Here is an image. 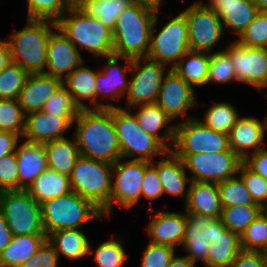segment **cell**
Returning a JSON list of instances; mask_svg holds the SVG:
<instances>
[{
	"mask_svg": "<svg viewBox=\"0 0 267 267\" xmlns=\"http://www.w3.org/2000/svg\"><path fill=\"white\" fill-rule=\"evenodd\" d=\"M74 138L83 157L114 164L121 159L120 145L109 109H81Z\"/></svg>",
	"mask_w": 267,
	"mask_h": 267,
	"instance_id": "1",
	"label": "cell"
},
{
	"mask_svg": "<svg viewBox=\"0 0 267 267\" xmlns=\"http://www.w3.org/2000/svg\"><path fill=\"white\" fill-rule=\"evenodd\" d=\"M157 10L135 0L118 16L112 31L114 55L131 60L147 57Z\"/></svg>",
	"mask_w": 267,
	"mask_h": 267,
	"instance_id": "2",
	"label": "cell"
},
{
	"mask_svg": "<svg viewBox=\"0 0 267 267\" xmlns=\"http://www.w3.org/2000/svg\"><path fill=\"white\" fill-rule=\"evenodd\" d=\"M56 28L54 21L26 19L25 27L7 39L11 62L19 64L29 74L44 73L48 39Z\"/></svg>",
	"mask_w": 267,
	"mask_h": 267,
	"instance_id": "3",
	"label": "cell"
},
{
	"mask_svg": "<svg viewBox=\"0 0 267 267\" xmlns=\"http://www.w3.org/2000/svg\"><path fill=\"white\" fill-rule=\"evenodd\" d=\"M57 27L78 50L88 51L95 60L113 55L112 31L75 4L57 21Z\"/></svg>",
	"mask_w": 267,
	"mask_h": 267,
	"instance_id": "4",
	"label": "cell"
},
{
	"mask_svg": "<svg viewBox=\"0 0 267 267\" xmlns=\"http://www.w3.org/2000/svg\"><path fill=\"white\" fill-rule=\"evenodd\" d=\"M42 223L48 237L58 230L81 229L83 224L105 218L92 201L74 191L40 204Z\"/></svg>",
	"mask_w": 267,
	"mask_h": 267,
	"instance_id": "5",
	"label": "cell"
},
{
	"mask_svg": "<svg viewBox=\"0 0 267 267\" xmlns=\"http://www.w3.org/2000/svg\"><path fill=\"white\" fill-rule=\"evenodd\" d=\"M109 110L116 127L122 159L151 163L156 155L161 158L169 151L156 137L139 126L131 109L114 107Z\"/></svg>",
	"mask_w": 267,
	"mask_h": 267,
	"instance_id": "6",
	"label": "cell"
},
{
	"mask_svg": "<svg viewBox=\"0 0 267 267\" xmlns=\"http://www.w3.org/2000/svg\"><path fill=\"white\" fill-rule=\"evenodd\" d=\"M113 164L79 156L70 175L72 191L92 201L110 218Z\"/></svg>",
	"mask_w": 267,
	"mask_h": 267,
	"instance_id": "7",
	"label": "cell"
},
{
	"mask_svg": "<svg viewBox=\"0 0 267 267\" xmlns=\"http://www.w3.org/2000/svg\"><path fill=\"white\" fill-rule=\"evenodd\" d=\"M158 8L151 31L150 49L147 57L151 60L163 63L172 69L190 50L188 43V28L185 14L180 11L174 17L171 16L166 24L162 25L158 33Z\"/></svg>",
	"mask_w": 267,
	"mask_h": 267,
	"instance_id": "8",
	"label": "cell"
},
{
	"mask_svg": "<svg viewBox=\"0 0 267 267\" xmlns=\"http://www.w3.org/2000/svg\"><path fill=\"white\" fill-rule=\"evenodd\" d=\"M0 212L13 235L46 234L41 206L27 190L3 191Z\"/></svg>",
	"mask_w": 267,
	"mask_h": 267,
	"instance_id": "9",
	"label": "cell"
},
{
	"mask_svg": "<svg viewBox=\"0 0 267 267\" xmlns=\"http://www.w3.org/2000/svg\"><path fill=\"white\" fill-rule=\"evenodd\" d=\"M229 135L204 125L195 116L176 122L175 139L171 151L175 155L228 151Z\"/></svg>",
	"mask_w": 267,
	"mask_h": 267,
	"instance_id": "10",
	"label": "cell"
},
{
	"mask_svg": "<svg viewBox=\"0 0 267 267\" xmlns=\"http://www.w3.org/2000/svg\"><path fill=\"white\" fill-rule=\"evenodd\" d=\"M182 12L187 21L189 49L213 52L226 34L218 14L202 0L191 3Z\"/></svg>",
	"mask_w": 267,
	"mask_h": 267,
	"instance_id": "11",
	"label": "cell"
},
{
	"mask_svg": "<svg viewBox=\"0 0 267 267\" xmlns=\"http://www.w3.org/2000/svg\"><path fill=\"white\" fill-rule=\"evenodd\" d=\"M185 169L190 171L191 181L219 183L238 174L243 162L231 149L214 153H196L191 155H176Z\"/></svg>",
	"mask_w": 267,
	"mask_h": 267,
	"instance_id": "12",
	"label": "cell"
},
{
	"mask_svg": "<svg viewBox=\"0 0 267 267\" xmlns=\"http://www.w3.org/2000/svg\"><path fill=\"white\" fill-rule=\"evenodd\" d=\"M169 69L167 65L148 57L133 59L130 71L132 78L125 95L124 108L133 110L137 105L156 103L165 72Z\"/></svg>",
	"mask_w": 267,
	"mask_h": 267,
	"instance_id": "13",
	"label": "cell"
},
{
	"mask_svg": "<svg viewBox=\"0 0 267 267\" xmlns=\"http://www.w3.org/2000/svg\"><path fill=\"white\" fill-rule=\"evenodd\" d=\"M144 173L145 161L126 159L123 161L121 158L113 164L110 217L115 204L121 205L125 209H130L140 201Z\"/></svg>",
	"mask_w": 267,
	"mask_h": 267,
	"instance_id": "14",
	"label": "cell"
},
{
	"mask_svg": "<svg viewBox=\"0 0 267 267\" xmlns=\"http://www.w3.org/2000/svg\"><path fill=\"white\" fill-rule=\"evenodd\" d=\"M104 58L105 66L96 71L95 109L119 107L108 101L105 103L100 98L118 101L125 97L129 89L130 80L126 76L127 71H131L132 60L114 54ZM119 60L125 62L124 67L119 64Z\"/></svg>",
	"mask_w": 267,
	"mask_h": 267,
	"instance_id": "15",
	"label": "cell"
},
{
	"mask_svg": "<svg viewBox=\"0 0 267 267\" xmlns=\"http://www.w3.org/2000/svg\"><path fill=\"white\" fill-rule=\"evenodd\" d=\"M187 222L182 249L186 251L185 257L195 265L202 262L204 265L208 260L209 242L223 231L226 227L221 218H210L196 213L186 212Z\"/></svg>",
	"mask_w": 267,
	"mask_h": 267,
	"instance_id": "16",
	"label": "cell"
},
{
	"mask_svg": "<svg viewBox=\"0 0 267 267\" xmlns=\"http://www.w3.org/2000/svg\"><path fill=\"white\" fill-rule=\"evenodd\" d=\"M230 57L237 82L259 89L267 78V48H252L237 40L223 49Z\"/></svg>",
	"mask_w": 267,
	"mask_h": 267,
	"instance_id": "17",
	"label": "cell"
},
{
	"mask_svg": "<svg viewBox=\"0 0 267 267\" xmlns=\"http://www.w3.org/2000/svg\"><path fill=\"white\" fill-rule=\"evenodd\" d=\"M195 88L185 82L175 71L169 69L165 74L156 104L174 121L180 116L187 118V111L198 106Z\"/></svg>",
	"mask_w": 267,
	"mask_h": 267,
	"instance_id": "18",
	"label": "cell"
},
{
	"mask_svg": "<svg viewBox=\"0 0 267 267\" xmlns=\"http://www.w3.org/2000/svg\"><path fill=\"white\" fill-rule=\"evenodd\" d=\"M85 62L81 52L57 27L50 35L47 46L45 74L64 79Z\"/></svg>",
	"mask_w": 267,
	"mask_h": 267,
	"instance_id": "19",
	"label": "cell"
},
{
	"mask_svg": "<svg viewBox=\"0 0 267 267\" xmlns=\"http://www.w3.org/2000/svg\"><path fill=\"white\" fill-rule=\"evenodd\" d=\"M266 132V117L261 121L254 116H240L229 134L230 149L243 161L248 155L267 147Z\"/></svg>",
	"mask_w": 267,
	"mask_h": 267,
	"instance_id": "20",
	"label": "cell"
},
{
	"mask_svg": "<svg viewBox=\"0 0 267 267\" xmlns=\"http://www.w3.org/2000/svg\"><path fill=\"white\" fill-rule=\"evenodd\" d=\"M77 117H55L43 111L25 115L22 139L31 143H45L66 138L64 135L73 126Z\"/></svg>",
	"mask_w": 267,
	"mask_h": 267,
	"instance_id": "21",
	"label": "cell"
},
{
	"mask_svg": "<svg viewBox=\"0 0 267 267\" xmlns=\"http://www.w3.org/2000/svg\"><path fill=\"white\" fill-rule=\"evenodd\" d=\"M146 227L149 242L174 247L182 246L187 222L186 211H158Z\"/></svg>",
	"mask_w": 267,
	"mask_h": 267,
	"instance_id": "22",
	"label": "cell"
},
{
	"mask_svg": "<svg viewBox=\"0 0 267 267\" xmlns=\"http://www.w3.org/2000/svg\"><path fill=\"white\" fill-rule=\"evenodd\" d=\"M207 2L206 4L220 17L224 32L230 30L238 37L260 12L252 0H208Z\"/></svg>",
	"mask_w": 267,
	"mask_h": 267,
	"instance_id": "23",
	"label": "cell"
},
{
	"mask_svg": "<svg viewBox=\"0 0 267 267\" xmlns=\"http://www.w3.org/2000/svg\"><path fill=\"white\" fill-rule=\"evenodd\" d=\"M63 85V80L45 73L29 74L18 101L24 114L42 111L46 101Z\"/></svg>",
	"mask_w": 267,
	"mask_h": 267,
	"instance_id": "24",
	"label": "cell"
},
{
	"mask_svg": "<svg viewBox=\"0 0 267 267\" xmlns=\"http://www.w3.org/2000/svg\"><path fill=\"white\" fill-rule=\"evenodd\" d=\"M151 165L157 170L163 194L184 196L186 202L191 179L186 173L183 161L172 151H168L161 159L151 162Z\"/></svg>",
	"mask_w": 267,
	"mask_h": 267,
	"instance_id": "25",
	"label": "cell"
},
{
	"mask_svg": "<svg viewBox=\"0 0 267 267\" xmlns=\"http://www.w3.org/2000/svg\"><path fill=\"white\" fill-rule=\"evenodd\" d=\"M19 190H26L47 168V154L43 143L24 140L16 147Z\"/></svg>",
	"mask_w": 267,
	"mask_h": 267,
	"instance_id": "26",
	"label": "cell"
},
{
	"mask_svg": "<svg viewBox=\"0 0 267 267\" xmlns=\"http://www.w3.org/2000/svg\"><path fill=\"white\" fill-rule=\"evenodd\" d=\"M134 107H137L134 115L139 126L148 134L156 137L171 151L175 139L176 122L173 124V120L156 103L141 104ZM161 130L164 133H159Z\"/></svg>",
	"mask_w": 267,
	"mask_h": 267,
	"instance_id": "27",
	"label": "cell"
},
{
	"mask_svg": "<svg viewBox=\"0 0 267 267\" xmlns=\"http://www.w3.org/2000/svg\"><path fill=\"white\" fill-rule=\"evenodd\" d=\"M184 208L186 212L221 218L223 207L217 183L191 181Z\"/></svg>",
	"mask_w": 267,
	"mask_h": 267,
	"instance_id": "28",
	"label": "cell"
},
{
	"mask_svg": "<svg viewBox=\"0 0 267 267\" xmlns=\"http://www.w3.org/2000/svg\"><path fill=\"white\" fill-rule=\"evenodd\" d=\"M95 81L96 70L83 62L64 79L63 84L80 109H95ZM85 100L92 105H87Z\"/></svg>",
	"mask_w": 267,
	"mask_h": 267,
	"instance_id": "29",
	"label": "cell"
},
{
	"mask_svg": "<svg viewBox=\"0 0 267 267\" xmlns=\"http://www.w3.org/2000/svg\"><path fill=\"white\" fill-rule=\"evenodd\" d=\"M47 240L46 234L13 235L0 252V267H19L29 260Z\"/></svg>",
	"mask_w": 267,
	"mask_h": 267,
	"instance_id": "30",
	"label": "cell"
},
{
	"mask_svg": "<svg viewBox=\"0 0 267 267\" xmlns=\"http://www.w3.org/2000/svg\"><path fill=\"white\" fill-rule=\"evenodd\" d=\"M83 229L58 230L47 239L54 246L58 258L63 255L70 261H77L89 254L90 241Z\"/></svg>",
	"mask_w": 267,
	"mask_h": 267,
	"instance_id": "31",
	"label": "cell"
},
{
	"mask_svg": "<svg viewBox=\"0 0 267 267\" xmlns=\"http://www.w3.org/2000/svg\"><path fill=\"white\" fill-rule=\"evenodd\" d=\"M44 143L48 168L70 177L74 165L80 156L74 136Z\"/></svg>",
	"mask_w": 267,
	"mask_h": 267,
	"instance_id": "32",
	"label": "cell"
},
{
	"mask_svg": "<svg viewBox=\"0 0 267 267\" xmlns=\"http://www.w3.org/2000/svg\"><path fill=\"white\" fill-rule=\"evenodd\" d=\"M242 250L240 236L225 228L209 242L208 260L205 267H231Z\"/></svg>",
	"mask_w": 267,
	"mask_h": 267,
	"instance_id": "33",
	"label": "cell"
},
{
	"mask_svg": "<svg viewBox=\"0 0 267 267\" xmlns=\"http://www.w3.org/2000/svg\"><path fill=\"white\" fill-rule=\"evenodd\" d=\"M26 190L38 204L72 191L70 177L49 168L41 173Z\"/></svg>",
	"mask_w": 267,
	"mask_h": 267,
	"instance_id": "34",
	"label": "cell"
},
{
	"mask_svg": "<svg viewBox=\"0 0 267 267\" xmlns=\"http://www.w3.org/2000/svg\"><path fill=\"white\" fill-rule=\"evenodd\" d=\"M210 52L189 50L172 68L193 88L207 85Z\"/></svg>",
	"mask_w": 267,
	"mask_h": 267,
	"instance_id": "35",
	"label": "cell"
},
{
	"mask_svg": "<svg viewBox=\"0 0 267 267\" xmlns=\"http://www.w3.org/2000/svg\"><path fill=\"white\" fill-rule=\"evenodd\" d=\"M135 0H74V4L86 15L114 30L118 16Z\"/></svg>",
	"mask_w": 267,
	"mask_h": 267,
	"instance_id": "36",
	"label": "cell"
},
{
	"mask_svg": "<svg viewBox=\"0 0 267 267\" xmlns=\"http://www.w3.org/2000/svg\"><path fill=\"white\" fill-rule=\"evenodd\" d=\"M236 109L229 102H214L207 109L204 118L202 120L198 119L211 129L229 135L240 117Z\"/></svg>",
	"mask_w": 267,
	"mask_h": 267,
	"instance_id": "37",
	"label": "cell"
},
{
	"mask_svg": "<svg viewBox=\"0 0 267 267\" xmlns=\"http://www.w3.org/2000/svg\"><path fill=\"white\" fill-rule=\"evenodd\" d=\"M123 239L119 237L101 242L95 249L89 246V255H94V261L98 267H121L128 256L123 245Z\"/></svg>",
	"mask_w": 267,
	"mask_h": 267,
	"instance_id": "38",
	"label": "cell"
},
{
	"mask_svg": "<svg viewBox=\"0 0 267 267\" xmlns=\"http://www.w3.org/2000/svg\"><path fill=\"white\" fill-rule=\"evenodd\" d=\"M222 207L258 205L247 190L243 180L236 176L217 183Z\"/></svg>",
	"mask_w": 267,
	"mask_h": 267,
	"instance_id": "39",
	"label": "cell"
},
{
	"mask_svg": "<svg viewBox=\"0 0 267 267\" xmlns=\"http://www.w3.org/2000/svg\"><path fill=\"white\" fill-rule=\"evenodd\" d=\"M259 214L260 205L223 207L221 220L228 230L240 236Z\"/></svg>",
	"mask_w": 267,
	"mask_h": 267,
	"instance_id": "40",
	"label": "cell"
},
{
	"mask_svg": "<svg viewBox=\"0 0 267 267\" xmlns=\"http://www.w3.org/2000/svg\"><path fill=\"white\" fill-rule=\"evenodd\" d=\"M27 19L57 22L74 4V0H26Z\"/></svg>",
	"mask_w": 267,
	"mask_h": 267,
	"instance_id": "41",
	"label": "cell"
},
{
	"mask_svg": "<svg viewBox=\"0 0 267 267\" xmlns=\"http://www.w3.org/2000/svg\"><path fill=\"white\" fill-rule=\"evenodd\" d=\"M28 76L19 64L9 63L0 73V99H18Z\"/></svg>",
	"mask_w": 267,
	"mask_h": 267,
	"instance_id": "42",
	"label": "cell"
},
{
	"mask_svg": "<svg viewBox=\"0 0 267 267\" xmlns=\"http://www.w3.org/2000/svg\"><path fill=\"white\" fill-rule=\"evenodd\" d=\"M25 114L18 99H0V131L12 132L22 138Z\"/></svg>",
	"mask_w": 267,
	"mask_h": 267,
	"instance_id": "43",
	"label": "cell"
},
{
	"mask_svg": "<svg viewBox=\"0 0 267 267\" xmlns=\"http://www.w3.org/2000/svg\"><path fill=\"white\" fill-rule=\"evenodd\" d=\"M237 82L236 73L229 55L224 50L211 52L207 85Z\"/></svg>",
	"mask_w": 267,
	"mask_h": 267,
	"instance_id": "44",
	"label": "cell"
},
{
	"mask_svg": "<svg viewBox=\"0 0 267 267\" xmlns=\"http://www.w3.org/2000/svg\"><path fill=\"white\" fill-rule=\"evenodd\" d=\"M240 243L244 251H262L267 253V221L261 214L240 235Z\"/></svg>",
	"mask_w": 267,
	"mask_h": 267,
	"instance_id": "45",
	"label": "cell"
},
{
	"mask_svg": "<svg viewBox=\"0 0 267 267\" xmlns=\"http://www.w3.org/2000/svg\"><path fill=\"white\" fill-rule=\"evenodd\" d=\"M80 110L64 84L46 101L42 109L55 117H77Z\"/></svg>",
	"mask_w": 267,
	"mask_h": 267,
	"instance_id": "46",
	"label": "cell"
},
{
	"mask_svg": "<svg viewBox=\"0 0 267 267\" xmlns=\"http://www.w3.org/2000/svg\"><path fill=\"white\" fill-rule=\"evenodd\" d=\"M236 40L246 47L267 48V12L260 11Z\"/></svg>",
	"mask_w": 267,
	"mask_h": 267,
	"instance_id": "47",
	"label": "cell"
},
{
	"mask_svg": "<svg viewBox=\"0 0 267 267\" xmlns=\"http://www.w3.org/2000/svg\"><path fill=\"white\" fill-rule=\"evenodd\" d=\"M176 251L168 245L148 242L142 253L140 267H168Z\"/></svg>",
	"mask_w": 267,
	"mask_h": 267,
	"instance_id": "48",
	"label": "cell"
},
{
	"mask_svg": "<svg viewBox=\"0 0 267 267\" xmlns=\"http://www.w3.org/2000/svg\"><path fill=\"white\" fill-rule=\"evenodd\" d=\"M238 175L256 204L261 206L267 203V180L250 170L243 162L239 166Z\"/></svg>",
	"mask_w": 267,
	"mask_h": 267,
	"instance_id": "49",
	"label": "cell"
},
{
	"mask_svg": "<svg viewBox=\"0 0 267 267\" xmlns=\"http://www.w3.org/2000/svg\"><path fill=\"white\" fill-rule=\"evenodd\" d=\"M0 188L3 191L19 190V174L15 152L0 159Z\"/></svg>",
	"mask_w": 267,
	"mask_h": 267,
	"instance_id": "50",
	"label": "cell"
},
{
	"mask_svg": "<svg viewBox=\"0 0 267 267\" xmlns=\"http://www.w3.org/2000/svg\"><path fill=\"white\" fill-rule=\"evenodd\" d=\"M58 254L48 239L39 250L19 267H58Z\"/></svg>",
	"mask_w": 267,
	"mask_h": 267,
	"instance_id": "51",
	"label": "cell"
},
{
	"mask_svg": "<svg viewBox=\"0 0 267 267\" xmlns=\"http://www.w3.org/2000/svg\"><path fill=\"white\" fill-rule=\"evenodd\" d=\"M142 198L158 199L163 194L162 183L159 179L157 170L151 163L145 161V173L141 184Z\"/></svg>",
	"mask_w": 267,
	"mask_h": 267,
	"instance_id": "52",
	"label": "cell"
},
{
	"mask_svg": "<svg viewBox=\"0 0 267 267\" xmlns=\"http://www.w3.org/2000/svg\"><path fill=\"white\" fill-rule=\"evenodd\" d=\"M231 267H267V253L241 250Z\"/></svg>",
	"mask_w": 267,
	"mask_h": 267,
	"instance_id": "53",
	"label": "cell"
},
{
	"mask_svg": "<svg viewBox=\"0 0 267 267\" xmlns=\"http://www.w3.org/2000/svg\"><path fill=\"white\" fill-rule=\"evenodd\" d=\"M243 163L253 172L267 180V147L248 155Z\"/></svg>",
	"mask_w": 267,
	"mask_h": 267,
	"instance_id": "54",
	"label": "cell"
},
{
	"mask_svg": "<svg viewBox=\"0 0 267 267\" xmlns=\"http://www.w3.org/2000/svg\"><path fill=\"white\" fill-rule=\"evenodd\" d=\"M19 140L21 138L15 133L0 131V159L14 153Z\"/></svg>",
	"mask_w": 267,
	"mask_h": 267,
	"instance_id": "55",
	"label": "cell"
},
{
	"mask_svg": "<svg viewBox=\"0 0 267 267\" xmlns=\"http://www.w3.org/2000/svg\"><path fill=\"white\" fill-rule=\"evenodd\" d=\"M12 237L13 234L8 227L4 216L0 212V252L9 244Z\"/></svg>",
	"mask_w": 267,
	"mask_h": 267,
	"instance_id": "56",
	"label": "cell"
},
{
	"mask_svg": "<svg viewBox=\"0 0 267 267\" xmlns=\"http://www.w3.org/2000/svg\"><path fill=\"white\" fill-rule=\"evenodd\" d=\"M9 63H11V54L8 40L0 39V73Z\"/></svg>",
	"mask_w": 267,
	"mask_h": 267,
	"instance_id": "57",
	"label": "cell"
},
{
	"mask_svg": "<svg viewBox=\"0 0 267 267\" xmlns=\"http://www.w3.org/2000/svg\"><path fill=\"white\" fill-rule=\"evenodd\" d=\"M168 267H196V265L184 255H174Z\"/></svg>",
	"mask_w": 267,
	"mask_h": 267,
	"instance_id": "58",
	"label": "cell"
},
{
	"mask_svg": "<svg viewBox=\"0 0 267 267\" xmlns=\"http://www.w3.org/2000/svg\"><path fill=\"white\" fill-rule=\"evenodd\" d=\"M259 11L267 12V0H252Z\"/></svg>",
	"mask_w": 267,
	"mask_h": 267,
	"instance_id": "59",
	"label": "cell"
},
{
	"mask_svg": "<svg viewBox=\"0 0 267 267\" xmlns=\"http://www.w3.org/2000/svg\"><path fill=\"white\" fill-rule=\"evenodd\" d=\"M140 2L152 5L154 7L160 8L161 7V3H164V0H139Z\"/></svg>",
	"mask_w": 267,
	"mask_h": 267,
	"instance_id": "60",
	"label": "cell"
},
{
	"mask_svg": "<svg viewBox=\"0 0 267 267\" xmlns=\"http://www.w3.org/2000/svg\"><path fill=\"white\" fill-rule=\"evenodd\" d=\"M260 214L267 221V203H264L263 205L260 206Z\"/></svg>",
	"mask_w": 267,
	"mask_h": 267,
	"instance_id": "61",
	"label": "cell"
},
{
	"mask_svg": "<svg viewBox=\"0 0 267 267\" xmlns=\"http://www.w3.org/2000/svg\"><path fill=\"white\" fill-rule=\"evenodd\" d=\"M264 89L265 90L267 89V78L258 90H264ZM264 96L265 98H267V93H265Z\"/></svg>",
	"mask_w": 267,
	"mask_h": 267,
	"instance_id": "62",
	"label": "cell"
},
{
	"mask_svg": "<svg viewBox=\"0 0 267 267\" xmlns=\"http://www.w3.org/2000/svg\"><path fill=\"white\" fill-rule=\"evenodd\" d=\"M2 193H3V190L0 188V201H1Z\"/></svg>",
	"mask_w": 267,
	"mask_h": 267,
	"instance_id": "63",
	"label": "cell"
}]
</instances>
